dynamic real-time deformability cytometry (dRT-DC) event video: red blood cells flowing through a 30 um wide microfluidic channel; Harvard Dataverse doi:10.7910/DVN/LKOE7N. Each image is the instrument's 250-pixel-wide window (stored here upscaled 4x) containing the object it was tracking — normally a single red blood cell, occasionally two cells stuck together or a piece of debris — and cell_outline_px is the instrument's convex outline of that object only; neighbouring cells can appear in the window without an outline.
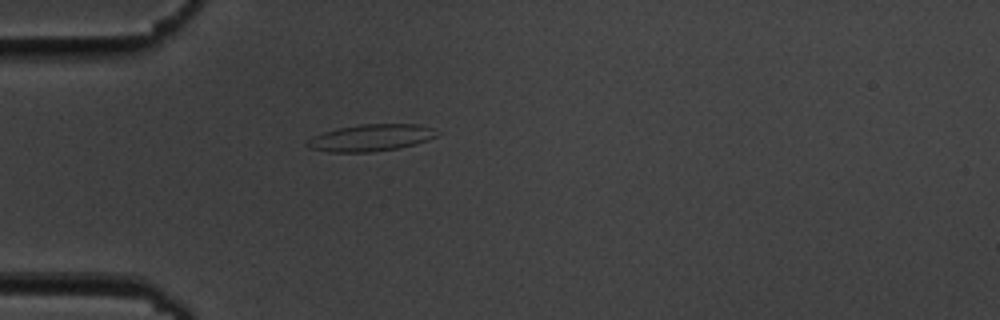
{"species": "common noctule bat (a hibernating species)", "species_latin": "Nyctalus noctula", "temperature_condition": "cold", "stored_images_in_passage": 37, "camera_frame_rate_fps": 3000, "um_per_image_px": 0.085, "animal": {"sex": "male", "body_mass_g": 19.5, "forearm_length_mm": 54.6}, "frame": {"image": 1, "passage_image": 2, "time_ms": 0.333, "image_size_px": [1000, 320], "cell_outline_px": [[436, 136], [428, 140], [400, 148], [372, 152], [328, 152], [308, 148], [304, 144], [312, 136], [324, 132], [340, 128], [360, 124], [420, 124], [432, 128]], "centroid_in_image_um": [31.47, 11.72], "position_along_channel_um": 53.5, "area_um2": 20.23}}
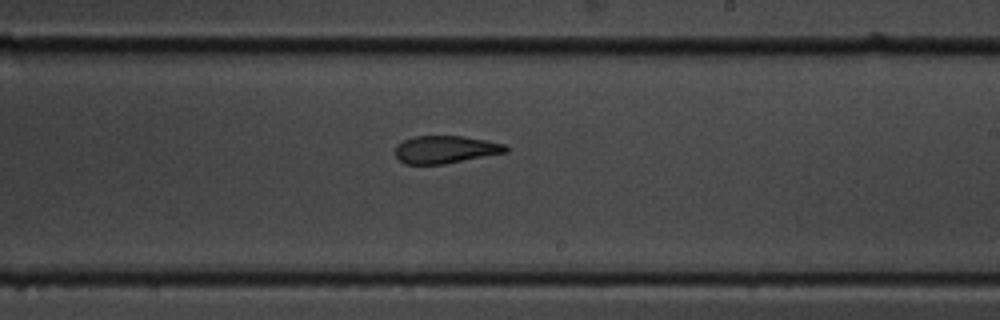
{"frame": {"image": 2, "passage_image": 19, "time_ms": 6.0, "image_size_px": [1000, 320], "cell_outline_px": [[508, 152], [444, 164], [404, 164], [396, 156], [396, 144], [412, 136], [460, 136], [484, 140], [504, 144], [508, 148]], "centroid_in_image_um": [37.83, 12.71], "position_along_channel_um": 251.2, "area_um2": 17.69}}
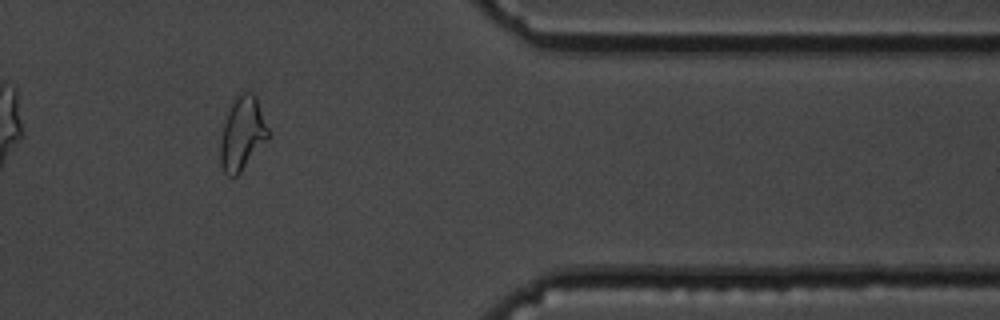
{"frame": {"image": 3, "passage_image": 32, "time_ms": 10.333, "image_size_px": [1000, 320], "cell_outline_px": [[268, 140], [240, 172], [236, 176], [228, 176], [224, 172], [220, 164], [220, 144], [224, 124], [228, 112], [236, 96], [240, 92], [252, 92], [256, 96], [268, 128]], "centroid_in_image_um": [20.6, 11.36], "position_along_channel_um": 390.8, "area_um2": 20.23}, "authors_computed_cell_mechanics": {"area_um2": 18.9006, "velocity_mm_per_s": 3.6568, "shape_relaxation_time_tau1_ms": null, "shape_relaxation_time_tau2_ms": 2.2558, "deformation_change_tau1": null, "deformation_change_tau2": 0.099}}